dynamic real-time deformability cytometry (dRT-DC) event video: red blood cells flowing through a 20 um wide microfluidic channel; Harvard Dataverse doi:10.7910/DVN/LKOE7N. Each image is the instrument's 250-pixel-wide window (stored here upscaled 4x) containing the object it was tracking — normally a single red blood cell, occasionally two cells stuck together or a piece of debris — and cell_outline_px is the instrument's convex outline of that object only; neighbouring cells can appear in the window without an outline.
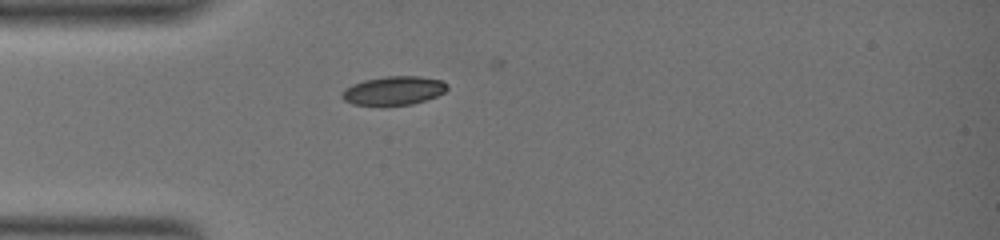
{"species": "common noctule bat (a hibernating species)", "species_latin": "Nyctalus noctula", "temperature_condition": "warm", "stored_images_in_passage": 15, "camera_frame_rate_fps": 3000, "um_per_image_px": 0.085, "animal": {"sex": "female", "body_mass_g": 19.0, "forearm_length_mm": 51.5}, "frame": {"image": 1, "passage_image": 1, "time_ms": 0.0, "image_size_px": [1000, 240], "cell_outline_px": [[448, 88], [444, 92], [436, 96], [412, 104], [352, 104], [344, 100], [340, 96], [340, 92], [344, 88], [352, 84], [364, 80], [384, 76], [420, 76], [440, 80], [448, 84]], "centroid_in_image_um": [33.43, 7.68], "position_along_channel_um": 51.6, "area_um2": 17.46}}
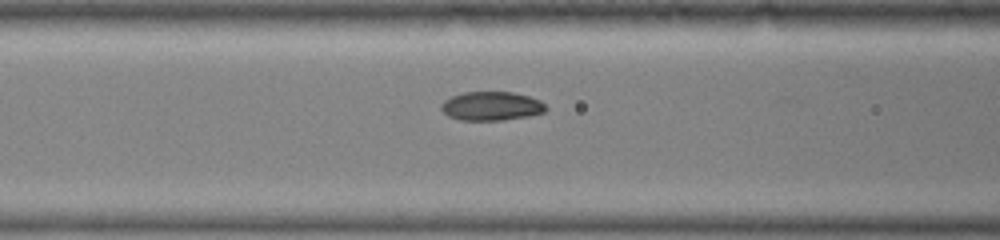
{"frame": {"image": 2, "passage_image": 8, "time_ms": 2.667, "image_size_px": [1000, 240], "cell_outline_px": [[544, 112], [528, 116], [504, 120], [460, 120], [448, 116], [440, 108], [440, 104], [444, 100], [452, 96], [464, 92], [512, 92], [528, 96], [540, 100], [544, 104]], "centroid_in_image_um": [41.73, 9.02], "position_along_channel_um": 124.9, "area_um2": 17.51}}
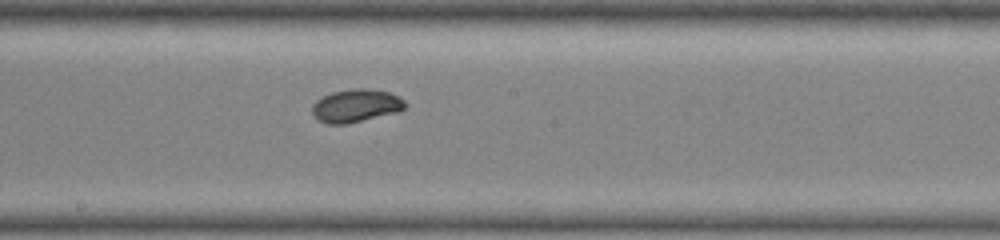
{"frame": {"image": 3, "passage_image": 15, "time_ms": 5.667, "image_size_px": [1000, 240], "cell_outline_px": [[404, 108], [396, 112], [348, 124], [328, 124], [320, 120], [312, 112], [312, 104], [316, 100], [332, 92], [356, 88], [368, 88], [388, 92], [400, 96], [404, 100]], "centroid_in_image_um": [30.25, 8.98], "position_along_channel_um": 218.0, "area_um2": 17.69}}